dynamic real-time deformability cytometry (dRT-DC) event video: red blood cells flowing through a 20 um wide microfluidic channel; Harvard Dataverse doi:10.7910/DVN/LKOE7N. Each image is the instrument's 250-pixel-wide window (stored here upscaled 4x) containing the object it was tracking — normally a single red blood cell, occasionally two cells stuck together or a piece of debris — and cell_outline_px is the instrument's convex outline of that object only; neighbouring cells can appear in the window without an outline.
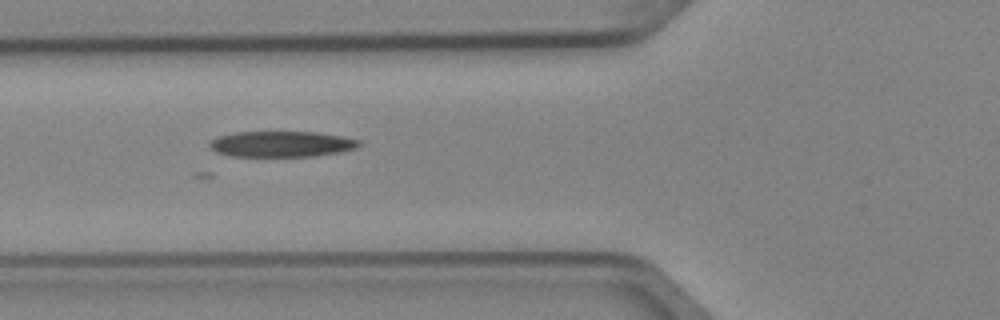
{"species": "Egyptian fruit bat (a non-hibernating species)", "species_latin": "Rousettus aegyptiacus", "temperature_condition": "cold", "stored_images_in_passage": 3, "camera_frame_rate_fps": 3000, "um_per_image_px": 0.085, "animal": {"sex": "female"}, "frame": {"image": 1, "passage_image": 2, "time_ms": 0.333, "image_size_px": [1000, 320], "cell_outline_px": [[364, 144], [356, 148], [340, 152], [312, 156], [232, 156], [216, 152], [208, 144], [212, 140], [220, 136], [236, 132], [316, 132], [344, 136], [360, 140]], "centroid_in_image_um": [24.0, 12.24], "position_along_channel_um": 101.8, "area_um2": 22.43}}